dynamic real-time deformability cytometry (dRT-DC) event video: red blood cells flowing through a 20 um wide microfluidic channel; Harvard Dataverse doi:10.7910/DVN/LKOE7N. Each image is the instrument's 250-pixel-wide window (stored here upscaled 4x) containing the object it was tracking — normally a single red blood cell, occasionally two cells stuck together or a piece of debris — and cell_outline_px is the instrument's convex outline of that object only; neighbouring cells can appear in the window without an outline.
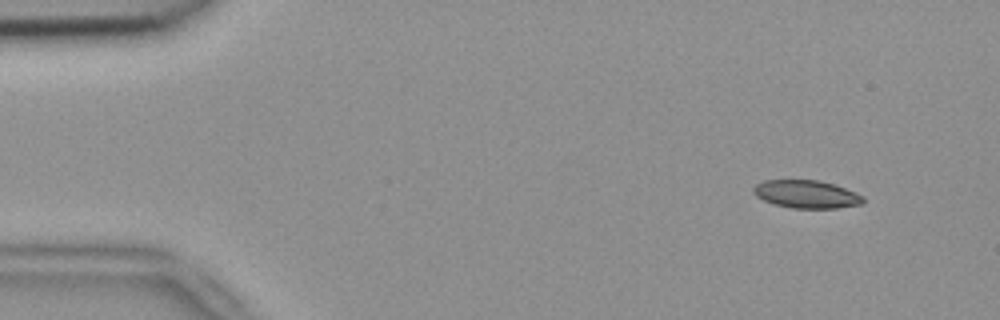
{"species": "common noctule bat (a hibernating species)", "species_latin": "Nyctalus noctula", "temperature_condition": "room temperature", "stored_images_in_passage": 52, "camera_frame_rate_fps": 3000, "um_per_image_px": 0.085, "animal": {"sex": "female", "body_mass_g": 18.4}, "frame": {"image": 1, "passage_image": 4, "time_ms": 1.0, "image_size_px": [1000, 320], "cell_outline_px": [[864, 200], [860, 204], [836, 208], [792, 208], [776, 204], [764, 200], [756, 196], [752, 192], [752, 188], [756, 184], [764, 180], [820, 180], [856, 192], [864, 196]], "centroid_in_image_um": [68.53, 16.5], "position_along_channel_um": 16.5, "area_um2": 17.74}}
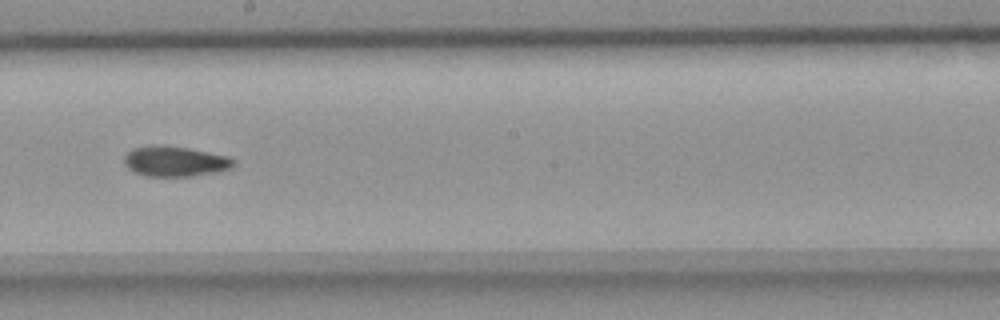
{"frame": {"image": 2, "passage_image": 29, "time_ms": 9.333, "image_size_px": [1000, 320], "cell_outline_px": [[236, 164], [232, 168], [216, 172], [192, 176], [144, 176], [128, 168], [124, 164], [124, 156], [132, 148], [152, 144], [164, 144], [188, 148], [228, 156], [236, 160]], "centroid_in_image_um": [14.88, 13.7], "position_along_channel_um": 233.3, "area_um2": 19.59}}
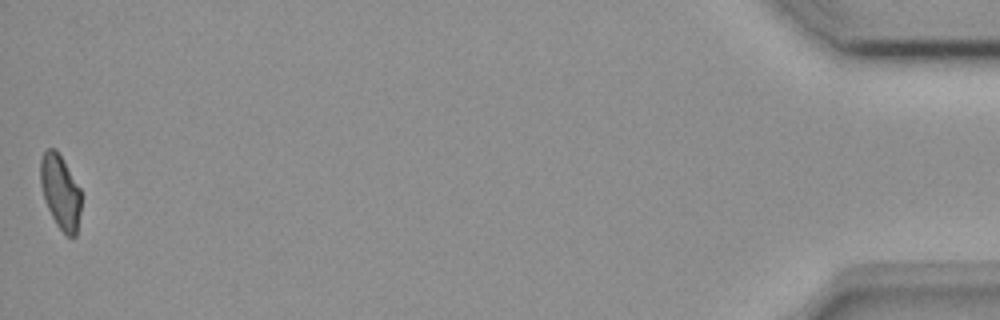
{"frame": {"image": 3, "passage_image": 52, "time_ms": 17.0, "image_size_px": [1000, 320], "cell_outline_px": [[80, 212], [76, 236], [68, 236], [56, 224], [44, 200], [40, 184], [40, 160], [44, 152], [48, 148], [56, 148], [80, 188]], "centroid_in_image_um": [5.11, 16.28], "position_along_channel_um": 430.1, "area_um2": 17.46}, "authors_computed_cell_mechanics": {"area_um2": 18.785, "velocity_mm_per_s": 3.8231, "shape_relaxation_time_tau1_ms": 5.6682, "shape_relaxation_time_tau2_ms": 4.3048, "deformation_change_tau1": 0.1432, "deformation_change_tau2": 0.0943}}